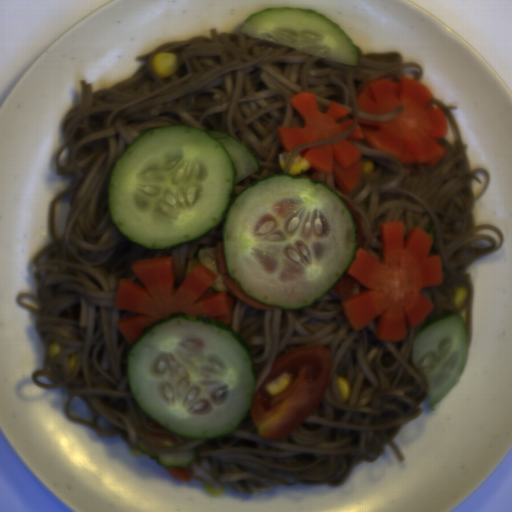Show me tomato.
I'll use <instances>...</instances> for the list:
<instances>
[{"mask_svg":"<svg viewBox=\"0 0 512 512\" xmlns=\"http://www.w3.org/2000/svg\"><path fill=\"white\" fill-rule=\"evenodd\" d=\"M289 372V387L268 394L264 385ZM331 358L328 346L309 343L275 358L270 371L255 389L249 415L260 438L286 437L304 423L321 402L329 385Z\"/></svg>","mask_w":512,"mask_h":512,"instance_id":"512abeb7","label":"tomato"},{"mask_svg":"<svg viewBox=\"0 0 512 512\" xmlns=\"http://www.w3.org/2000/svg\"><path fill=\"white\" fill-rule=\"evenodd\" d=\"M166 470L168 471V473L170 474L171 477L173 478H176L180 481H187L189 480L190 476L187 474V472H185L184 470H182L180 467H174V466H169V467H165Z\"/></svg>","mask_w":512,"mask_h":512,"instance_id":"da07e99c","label":"tomato"},{"mask_svg":"<svg viewBox=\"0 0 512 512\" xmlns=\"http://www.w3.org/2000/svg\"><path fill=\"white\" fill-rule=\"evenodd\" d=\"M143 431L146 435H148L156 440H159L161 442H175L170 435H163L156 431H150V430H143Z\"/></svg>","mask_w":512,"mask_h":512,"instance_id":"590e3db6","label":"tomato"}]
</instances>
